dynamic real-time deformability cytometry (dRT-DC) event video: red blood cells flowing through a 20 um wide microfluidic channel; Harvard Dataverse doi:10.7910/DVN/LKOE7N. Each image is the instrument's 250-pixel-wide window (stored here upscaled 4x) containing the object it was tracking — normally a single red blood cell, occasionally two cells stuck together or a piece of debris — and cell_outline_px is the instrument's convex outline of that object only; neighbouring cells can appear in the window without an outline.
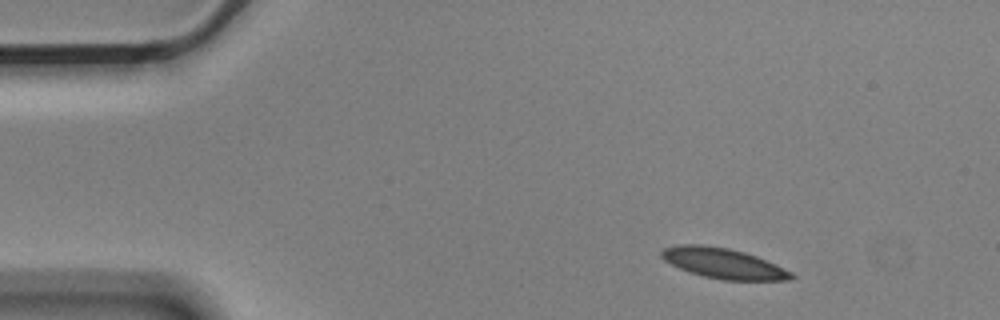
{"species": "Egyptian fruit bat (a non-hibernating species)", "species_latin": "Rousettus aegyptiacus", "temperature_condition": "cold", "stored_images_in_passage": 12, "camera_frame_rate_fps": 3000, "um_per_image_px": 0.085, "animal": {"sex": "male"}, "frame": {"image": 1, "passage_image": 1, "time_ms": 0.0, "image_size_px": [1000, 320], "cell_outline_px": [[796, 276], [792, 280], [724, 280], [704, 276], [688, 272], [664, 260], [660, 256], [660, 252], [664, 248], [676, 244], [700, 244], [728, 248], [744, 252], [756, 256], [776, 264], [792, 272]], "centroid_in_image_um": [61.48, 22.38], "position_along_channel_um": 23.5, "area_um2": 23.0}}
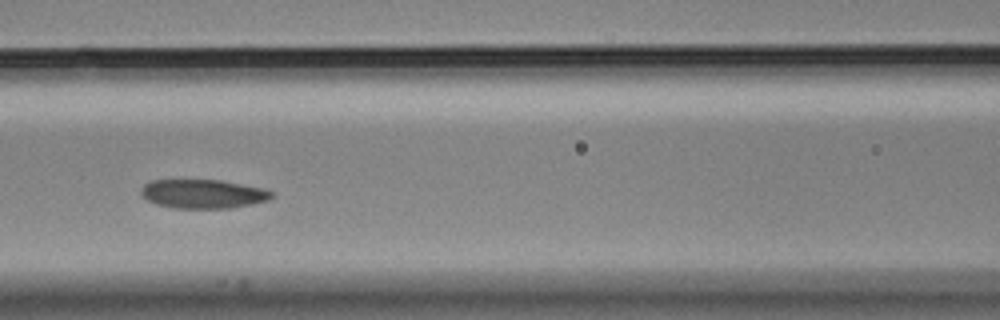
{"frame": {"image": 2, "passage_image": 5, "time_ms": 1.333, "image_size_px": [1000, 320], "cell_outline_px": [[276, 196], [268, 200], [252, 204], [232, 208], [172, 208], [156, 204], [148, 200], [140, 192], [140, 188], [144, 184], [152, 180], [220, 180], [264, 188], [272, 192]], "centroid_in_image_um": [17.28, 16.48], "position_along_channel_um": 149.3, "area_um2": 22.14}}
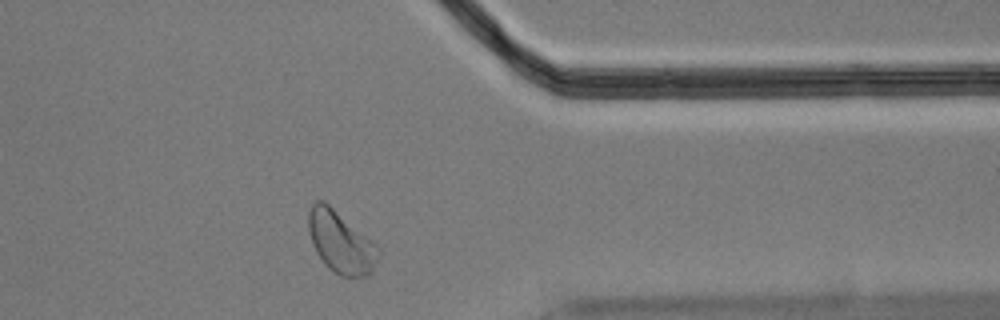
{"frame": {"image": 3, "passage_image": 11, "time_ms": 3.333, "image_size_px": [1000, 320], "cell_outline_px": [[380, 252], [372, 272], [368, 276], [340, 276], [328, 268], [324, 264], [316, 252], [308, 232], [308, 212], [312, 204], [316, 200], [320, 200], [328, 204], [372, 240], [380, 248]], "centroid_in_image_um": [28.96, 20.6], "position_along_channel_um": 382.4, "area_um2": 25.09}}